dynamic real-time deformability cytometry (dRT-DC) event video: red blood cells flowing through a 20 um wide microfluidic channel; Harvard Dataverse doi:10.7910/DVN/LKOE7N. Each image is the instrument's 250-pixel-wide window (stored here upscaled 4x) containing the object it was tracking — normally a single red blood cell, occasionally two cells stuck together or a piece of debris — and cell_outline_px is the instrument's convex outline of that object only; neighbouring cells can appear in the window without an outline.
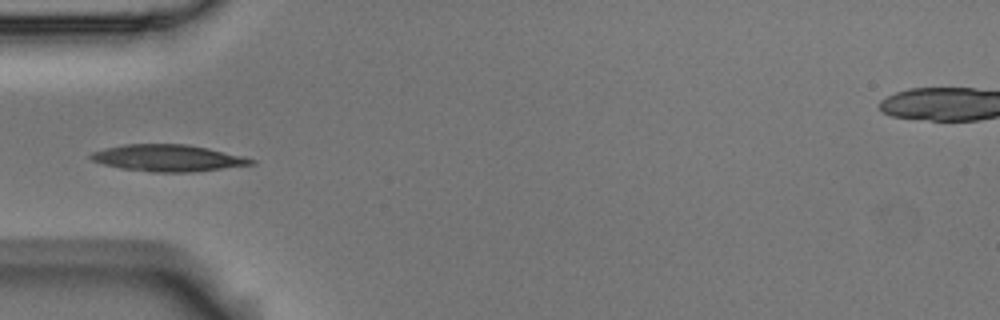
{"species": "Egyptian fruit bat (a non-hibernating species)", "species_latin": "Rousettus aegyptiacus", "temperature_condition": "room temperature", "stored_images_in_passage": 7, "camera_frame_rate_fps": 3000, "um_per_image_px": 0.085, "animal": {"sex": "male"}, "frame": {"image": 1, "passage_image": 4, "time_ms": 1.0, "image_size_px": [1000, 320], "cell_outline_px": [[256, 164], [192, 172], [152, 172], [120, 168], [104, 164], [92, 160], [88, 156], [92, 152], [104, 148], [124, 144], [188, 144], [208, 148], [256, 160]], "centroid_in_image_um": [14.24, 13.43], "position_along_channel_um": 70.8, "area_um2": 24.85}}
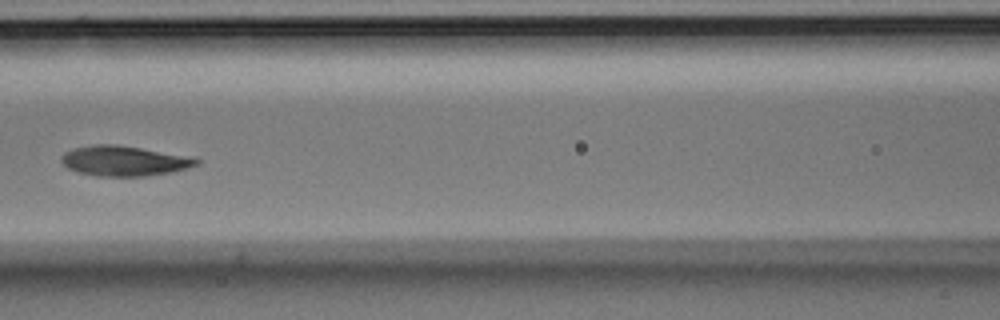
{"frame": {"image": 2, "passage_image": 6, "time_ms": 1.667, "image_size_px": [1000, 320], "cell_outline_px": [[200, 164], [172, 172], [144, 176], [96, 176], [80, 172], [68, 168], [60, 160], [60, 156], [64, 152], [72, 148], [92, 144], [116, 144], [196, 156], [200, 160]], "centroid_in_image_um": [10.59, 13.65], "position_along_channel_um": 156.0, "area_um2": 24.1}}
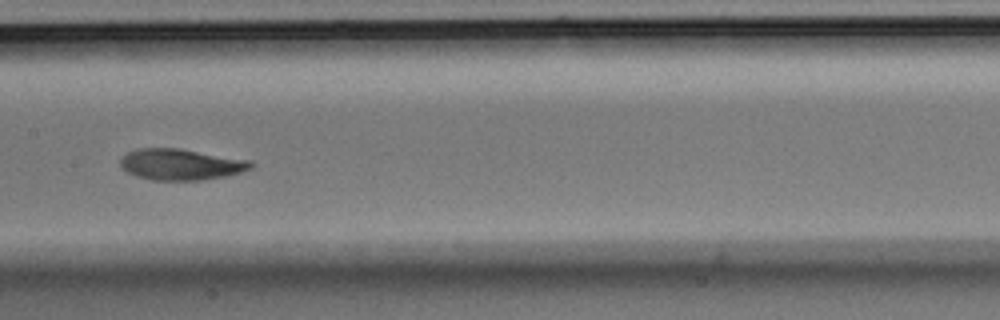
{"frame": {"image": 3, "passage_image": 7, "time_ms": 2.0, "image_size_px": [1000, 320], "cell_outline_px": [[256, 164], [252, 168], [228, 176], [204, 180], [152, 180], [136, 176], [128, 172], [120, 164], [120, 160], [128, 152], [140, 148], [180, 148], [252, 160]], "centroid_in_image_um": [15.45, 13.97], "position_along_channel_um": 192.0, "area_um2": 23.87}}